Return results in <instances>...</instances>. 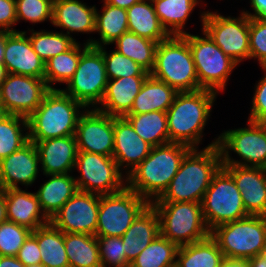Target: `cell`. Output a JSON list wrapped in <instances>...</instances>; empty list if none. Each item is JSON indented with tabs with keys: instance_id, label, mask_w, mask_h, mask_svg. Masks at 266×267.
Here are the masks:
<instances>
[{
	"instance_id": "51",
	"label": "cell",
	"mask_w": 266,
	"mask_h": 267,
	"mask_svg": "<svg viewBox=\"0 0 266 267\" xmlns=\"http://www.w3.org/2000/svg\"><path fill=\"white\" fill-rule=\"evenodd\" d=\"M220 267H249V264L246 259L225 258Z\"/></svg>"
},
{
	"instance_id": "33",
	"label": "cell",
	"mask_w": 266,
	"mask_h": 267,
	"mask_svg": "<svg viewBox=\"0 0 266 267\" xmlns=\"http://www.w3.org/2000/svg\"><path fill=\"white\" fill-rule=\"evenodd\" d=\"M162 26L169 35L183 36V31L199 0H151Z\"/></svg>"
},
{
	"instance_id": "39",
	"label": "cell",
	"mask_w": 266,
	"mask_h": 267,
	"mask_svg": "<svg viewBox=\"0 0 266 267\" xmlns=\"http://www.w3.org/2000/svg\"><path fill=\"white\" fill-rule=\"evenodd\" d=\"M178 248L160 234L139 253L130 267H173L176 265Z\"/></svg>"
},
{
	"instance_id": "2",
	"label": "cell",
	"mask_w": 266,
	"mask_h": 267,
	"mask_svg": "<svg viewBox=\"0 0 266 267\" xmlns=\"http://www.w3.org/2000/svg\"><path fill=\"white\" fill-rule=\"evenodd\" d=\"M191 149L185 144L173 142L152 147L149 155L125 176L127 187L149 203L158 199Z\"/></svg>"
},
{
	"instance_id": "15",
	"label": "cell",
	"mask_w": 266,
	"mask_h": 267,
	"mask_svg": "<svg viewBox=\"0 0 266 267\" xmlns=\"http://www.w3.org/2000/svg\"><path fill=\"white\" fill-rule=\"evenodd\" d=\"M50 90L45 79L8 73L0 88L4 114L28 118Z\"/></svg>"
},
{
	"instance_id": "48",
	"label": "cell",
	"mask_w": 266,
	"mask_h": 267,
	"mask_svg": "<svg viewBox=\"0 0 266 267\" xmlns=\"http://www.w3.org/2000/svg\"><path fill=\"white\" fill-rule=\"evenodd\" d=\"M16 23V0H0V30L17 32L12 28Z\"/></svg>"
},
{
	"instance_id": "37",
	"label": "cell",
	"mask_w": 266,
	"mask_h": 267,
	"mask_svg": "<svg viewBox=\"0 0 266 267\" xmlns=\"http://www.w3.org/2000/svg\"><path fill=\"white\" fill-rule=\"evenodd\" d=\"M76 42L69 50L52 57L45 62L44 79L50 89L54 83H67L76 71L81 54L90 46L84 43L83 49Z\"/></svg>"
},
{
	"instance_id": "44",
	"label": "cell",
	"mask_w": 266,
	"mask_h": 267,
	"mask_svg": "<svg viewBox=\"0 0 266 267\" xmlns=\"http://www.w3.org/2000/svg\"><path fill=\"white\" fill-rule=\"evenodd\" d=\"M53 0H16L17 22L23 19L32 23L49 20L52 23Z\"/></svg>"
},
{
	"instance_id": "30",
	"label": "cell",
	"mask_w": 266,
	"mask_h": 267,
	"mask_svg": "<svg viewBox=\"0 0 266 267\" xmlns=\"http://www.w3.org/2000/svg\"><path fill=\"white\" fill-rule=\"evenodd\" d=\"M225 259L217 242L211 237L180 246L176 254L177 267H220Z\"/></svg>"
},
{
	"instance_id": "14",
	"label": "cell",
	"mask_w": 266,
	"mask_h": 267,
	"mask_svg": "<svg viewBox=\"0 0 266 267\" xmlns=\"http://www.w3.org/2000/svg\"><path fill=\"white\" fill-rule=\"evenodd\" d=\"M240 15L224 17L209 11L201 14L202 30L237 64L250 58L249 17L242 12Z\"/></svg>"
},
{
	"instance_id": "27",
	"label": "cell",
	"mask_w": 266,
	"mask_h": 267,
	"mask_svg": "<svg viewBox=\"0 0 266 267\" xmlns=\"http://www.w3.org/2000/svg\"><path fill=\"white\" fill-rule=\"evenodd\" d=\"M50 177L35 193L41 210L50 220L53 215L78 191L75 177L67 174L46 175Z\"/></svg>"
},
{
	"instance_id": "46",
	"label": "cell",
	"mask_w": 266,
	"mask_h": 267,
	"mask_svg": "<svg viewBox=\"0 0 266 267\" xmlns=\"http://www.w3.org/2000/svg\"><path fill=\"white\" fill-rule=\"evenodd\" d=\"M264 76L256 84L249 121L266 123V67H261Z\"/></svg>"
},
{
	"instance_id": "3",
	"label": "cell",
	"mask_w": 266,
	"mask_h": 267,
	"mask_svg": "<svg viewBox=\"0 0 266 267\" xmlns=\"http://www.w3.org/2000/svg\"><path fill=\"white\" fill-rule=\"evenodd\" d=\"M217 95L206 89L178 92L167 110L169 142L198 148Z\"/></svg>"
},
{
	"instance_id": "25",
	"label": "cell",
	"mask_w": 266,
	"mask_h": 267,
	"mask_svg": "<svg viewBox=\"0 0 266 267\" xmlns=\"http://www.w3.org/2000/svg\"><path fill=\"white\" fill-rule=\"evenodd\" d=\"M7 221L29 228L31 231L48 224L49 219L42 212L35 193L21 188L5 189Z\"/></svg>"
},
{
	"instance_id": "34",
	"label": "cell",
	"mask_w": 266,
	"mask_h": 267,
	"mask_svg": "<svg viewBox=\"0 0 266 267\" xmlns=\"http://www.w3.org/2000/svg\"><path fill=\"white\" fill-rule=\"evenodd\" d=\"M64 244L70 267H102L95 235L64 233Z\"/></svg>"
},
{
	"instance_id": "40",
	"label": "cell",
	"mask_w": 266,
	"mask_h": 267,
	"mask_svg": "<svg viewBox=\"0 0 266 267\" xmlns=\"http://www.w3.org/2000/svg\"><path fill=\"white\" fill-rule=\"evenodd\" d=\"M29 31L31 32L29 40L33 50L44 62L69 50L76 43L74 38L69 37L62 31L59 33L45 30L39 32L34 31V29Z\"/></svg>"
},
{
	"instance_id": "49",
	"label": "cell",
	"mask_w": 266,
	"mask_h": 267,
	"mask_svg": "<svg viewBox=\"0 0 266 267\" xmlns=\"http://www.w3.org/2000/svg\"><path fill=\"white\" fill-rule=\"evenodd\" d=\"M254 14L249 11H243L249 18H265L266 19V0H250Z\"/></svg>"
},
{
	"instance_id": "8",
	"label": "cell",
	"mask_w": 266,
	"mask_h": 267,
	"mask_svg": "<svg viewBox=\"0 0 266 267\" xmlns=\"http://www.w3.org/2000/svg\"><path fill=\"white\" fill-rule=\"evenodd\" d=\"M203 217L208 229L237 221L249 214L233 177L221 167L214 175L201 201Z\"/></svg>"
},
{
	"instance_id": "21",
	"label": "cell",
	"mask_w": 266,
	"mask_h": 267,
	"mask_svg": "<svg viewBox=\"0 0 266 267\" xmlns=\"http://www.w3.org/2000/svg\"><path fill=\"white\" fill-rule=\"evenodd\" d=\"M151 148L152 146L140 138L124 117H114L112 157L120 170L127 169L126 176L149 155Z\"/></svg>"
},
{
	"instance_id": "12",
	"label": "cell",
	"mask_w": 266,
	"mask_h": 267,
	"mask_svg": "<svg viewBox=\"0 0 266 267\" xmlns=\"http://www.w3.org/2000/svg\"><path fill=\"white\" fill-rule=\"evenodd\" d=\"M108 80L102 52L89 46L81 54L73 77L66 83L67 88L62 90L85 107L95 108L104 97Z\"/></svg>"
},
{
	"instance_id": "47",
	"label": "cell",
	"mask_w": 266,
	"mask_h": 267,
	"mask_svg": "<svg viewBox=\"0 0 266 267\" xmlns=\"http://www.w3.org/2000/svg\"><path fill=\"white\" fill-rule=\"evenodd\" d=\"M16 257L26 267L41 263L39 245L32 234L25 240Z\"/></svg>"
},
{
	"instance_id": "17",
	"label": "cell",
	"mask_w": 266,
	"mask_h": 267,
	"mask_svg": "<svg viewBox=\"0 0 266 267\" xmlns=\"http://www.w3.org/2000/svg\"><path fill=\"white\" fill-rule=\"evenodd\" d=\"M82 111L75 132L78 151L112 157L114 151V117L96 108Z\"/></svg>"
},
{
	"instance_id": "59",
	"label": "cell",
	"mask_w": 266,
	"mask_h": 267,
	"mask_svg": "<svg viewBox=\"0 0 266 267\" xmlns=\"http://www.w3.org/2000/svg\"><path fill=\"white\" fill-rule=\"evenodd\" d=\"M3 115H4V112H3V110H2V106H1V104H0V117L3 116Z\"/></svg>"
},
{
	"instance_id": "31",
	"label": "cell",
	"mask_w": 266,
	"mask_h": 267,
	"mask_svg": "<svg viewBox=\"0 0 266 267\" xmlns=\"http://www.w3.org/2000/svg\"><path fill=\"white\" fill-rule=\"evenodd\" d=\"M96 11L95 32H98L100 41L88 39L86 44L93 47H102L113 44L122 34L128 32V18L126 9L115 7L104 2L103 10Z\"/></svg>"
},
{
	"instance_id": "23",
	"label": "cell",
	"mask_w": 266,
	"mask_h": 267,
	"mask_svg": "<svg viewBox=\"0 0 266 267\" xmlns=\"http://www.w3.org/2000/svg\"><path fill=\"white\" fill-rule=\"evenodd\" d=\"M148 76H129L108 80L101 107L97 110L113 117L127 115Z\"/></svg>"
},
{
	"instance_id": "4",
	"label": "cell",
	"mask_w": 266,
	"mask_h": 267,
	"mask_svg": "<svg viewBox=\"0 0 266 267\" xmlns=\"http://www.w3.org/2000/svg\"><path fill=\"white\" fill-rule=\"evenodd\" d=\"M81 108L86 109L62 89H50L39 107L27 118L29 140L40 142L75 135Z\"/></svg>"
},
{
	"instance_id": "53",
	"label": "cell",
	"mask_w": 266,
	"mask_h": 267,
	"mask_svg": "<svg viewBox=\"0 0 266 267\" xmlns=\"http://www.w3.org/2000/svg\"><path fill=\"white\" fill-rule=\"evenodd\" d=\"M7 221V205L5 201V192L0 190V224Z\"/></svg>"
},
{
	"instance_id": "54",
	"label": "cell",
	"mask_w": 266,
	"mask_h": 267,
	"mask_svg": "<svg viewBox=\"0 0 266 267\" xmlns=\"http://www.w3.org/2000/svg\"><path fill=\"white\" fill-rule=\"evenodd\" d=\"M11 33L12 32L0 30V63H3V61H4V52H5V46H6V38Z\"/></svg>"
},
{
	"instance_id": "26",
	"label": "cell",
	"mask_w": 266,
	"mask_h": 267,
	"mask_svg": "<svg viewBox=\"0 0 266 267\" xmlns=\"http://www.w3.org/2000/svg\"><path fill=\"white\" fill-rule=\"evenodd\" d=\"M158 235H160V221L158 213L149 204L133 221L121 237L127 260L132 261L142 252Z\"/></svg>"
},
{
	"instance_id": "18",
	"label": "cell",
	"mask_w": 266,
	"mask_h": 267,
	"mask_svg": "<svg viewBox=\"0 0 266 267\" xmlns=\"http://www.w3.org/2000/svg\"><path fill=\"white\" fill-rule=\"evenodd\" d=\"M39 156L35 144L24 146L0 161V188L17 189L18 184L32 185L39 173Z\"/></svg>"
},
{
	"instance_id": "13",
	"label": "cell",
	"mask_w": 266,
	"mask_h": 267,
	"mask_svg": "<svg viewBox=\"0 0 266 267\" xmlns=\"http://www.w3.org/2000/svg\"><path fill=\"white\" fill-rule=\"evenodd\" d=\"M75 168L81 175L75 178L79 191L106 195L120 192L127 186L124 182L127 178L113 157L78 151Z\"/></svg>"
},
{
	"instance_id": "41",
	"label": "cell",
	"mask_w": 266,
	"mask_h": 267,
	"mask_svg": "<svg viewBox=\"0 0 266 267\" xmlns=\"http://www.w3.org/2000/svg\"><path fill=\"white\" fill-rule=\"evenodd\" d=\"M103 54L105 62V69L109 80L116 78L129 77V76H149L143 67L137 64L135 61L122 55L116 50L108 53L104 48L97 47Z\"/></svg>"
},
{
	"instance_id": "35",
	"label": "cell",
	"mask_w": 266,
	"mask_h": 267,
	"mask_svg": "<svg viewBox=\"0 0 266 267\" xmlns=\"http://www.w3.org/2000/svg\"><path fill=\"white\" fill-rule=\"evenodd\" d=\"M124 118L135 132L152 147L169 142L167 112L152 111L144 114H127Z\"/></svg>"
},
{
	"instance_id": "55",
	"label": "cell",
	"mask_w": 266,
	"mask_h": 267,
	"mask_svg": "<svg viewBox=\"0 0 266 267\" xmlns=\"http://www.w3.org/2000/svg\"><path fill=\"white\" fill-rule=\"evenodd\" d=\"M249 267H266V259L262 255L254 256L247 260Z\"/></svg>"
},
{
	"instance_id": "43",
	"label": "cell",
	"mask_w": 266,
	"mask_h": 267,
	"mask_svg": "<svg viewBox=\"0 0 266 267\" xmlns=\"http://www.w3.org/2000/svg\"><path fill=\"white\" fill-rule=\"evenodd\" d=\"M102 267H130L121 237L96 236Z\"/></svg>"
},
{
	"instance_id": "7",
	"label": "cell",
	"mask_w": 266,
	"mask_h": 267,
	"mask_svg": "<svg viewBox=\"0 0 266 267\" xmlns=\"http://www.w3.org/2000/svg\"><path fill=\"white\" fill-rule=\"evenodd\" d=\"M210 236L225 258L250 259L261 255L266 243V216L248 215L216 226Z\"/></svg>"
},
{
	"instance_id": "22",
	"label": "cell",
	"mask_w": 266,
	"mask_h": 267,
	"mask_svg": "<svg viewBox=\"0 0 266 267\" xmlns=\"http://www.w3.org/2000/svg\"><path fill=\"white\" fill-rule=\"evenodd\" d=\"M33 143L44 175L67 174L75 169L78 154L75 135Z\"/></svg>"
},
{
	"instance_id": "24",
	"label": "cell",
	"mask_w": 266,
	"mask_h": 267,
	"mask_svg": "<svg viewBox=\"0 0 266 267\" xmlns=\"http://www.w3.org/2000/svg\"><path fill=\"white\" fill-rule=\"evenodd\" d=\"M97 8L87 6L79 0H53L52 24L62 27L66 35L70 32H95Z\"/></svg>"
},
{
	"instance_id": "32",
	"label": "cell",
	"mask_w": 266,
	"mask_h": 267,
	"mask_svg": "<svg viewBox=\"0 0 266 267\" xmlns=\"http://www.w3.org/2000/svg\"><path fill=\"white\" fill-rule=\"evenodd\" d=\"M31 234L37 239L41 264L45 267H70L62 231L49 222L32 231Z\"/></svg>"
},
{
	"instance_id": "16",
	"label": "cell",
	"mask_w": 266,
	"mask_h": 267,
	"mask_svg": "<svg viewBox=\"0 0 266 267\" xmlns=\"http://www.w3.org/2000/svg\"><path fill=\"white\" fill-rule=\"evenodd\" d=\"M99 195L77 191L49 220L63 233H85L96 236Z\"/></svg>"
},
{
	"instance_id": "28",
	"label": "cell",
	"mask_w": 266,
	"mask_h": 267,
	"mask_svg": "<svg viewBox=\"0 0 266 267\" xmlns=\"http://www.w3.org/2000/svg\"><path fill=\"white\" fill-rule=\"evenodd\" d=\"M178 92L160 80L149 75L135 97L128 114H144L152 111L167 112Z\"/></svg>"
},
{
	"instance_id": "50",
	"label": "cell",
	"mask_w": 266,
	"mask_h": 267,
	"mask_svg": "<svg viewBox=\"0 0 266 267\" xmlns=\"http://www.w3.org/2000/svg\"><path fill=\"white\" fill-rule=\"evenodd\" d=\"M0 267H26L16 256H0Z\"/></svg>"
},
{
	"instance_id": "52",
	"label": "cell",
	"mask_w": 266,
	"mask_h": 267,
	"mask_svg": "<svg viewBox=\"0 0 266 267\" xmlns=\"http://www.w3.org/2000/svg\"><path fill=\"white\" fill-rule=\"evenodd\" d=\"M105 3L110 4L115 7H120L124 9L130 8L133 4L138 3L141 0H103Z\"/></svg>"
},
{
	"instance_id": "9",
	"label": "cell",
	"mask_w": 266,
	"mask_h": 267,
	"mask_svg": "<svg viewBox=\"0 0 266 267\" xmlns=\"http://www.w3.org/2000/svg\"><path fill=\"white\" fill-rule=\"evenodd\" d=\"M205 37L187 33V42L192 52L200 89L218 94L225 86L237 64L226 55L202 30Z\"/></svg>"
},
{
	"instance_id": "57",
	"label": "cell",
	"mask_w": 266,
	"mask_h": 267,
	"mask_svg": "<svg viewBox=\"0 0 266 267\" xmlns=\"http://www.w3.org/2000/svg\"><path fill=\"white\" fill-rule=\"evenodd\" d=\"M261 255L266 259V243H265V246L263 247V251Z\"/></svg>"
},
{
	"instance_id": "19",
	"label": "cell",
	"mask_w": 266,
	"mask_h": 267,
	"mask_svg": "<svg viewBox=\"0 0 266 267\" xmlns=\"http://www.w3.org/2000/svg\"><path fill=\"white\" fill-rule=\"evenodd\" d=\"M233 177L249 215L266 216V170L261 167L222 165Z\"/></svg>"
},
{
	"instance_id": "45",
	"label": "cell",
	"mask_w": 266,
	"mask_h": 267,
	"mask_svg": "<svg viewBox=\"0 0 266 267\" xmlns=\"http://www.w3.org/2000/svg\"><path fill=\"white\" fill-rule=\"evenodd\" d=\"M250 59L259 61L261 67H266V19L249 18Z\"/></svg>"
},
{
	"instance_id": "56",
	"label": "cell",
	"mask_w": 266,
	"mask_h": 267,
	"mask_svg": "<svg viewBox=\"0 0 266 267\" xmlns=\"http://www.w3.org/2000/svg\"><path fill=\"white\" fill-rule=\"evenodd\" d=\"M8 75L7 69L3 63H0V88Z\"/></svg>"
},
{
	"instance_id": "10",
	"label": "cell",
	"mask_w": 266,
	"mask_h": 267,
	"mask_svg": "<svg viewBox=\"0 0 266 267\" xmlns=\"http://www.w3.org/2000/svg\"><path fill=\"white\" fill-rule=\"evenodd\" d=\"M248 127L224 131L218 136L222 165L266 167V123L247 121ZM242 160H234L230 151ZM231 157V158H230Z\"/></svg>"
},
{
	"instance_id": "1",
	"label": "cell",
	"mask_w": 266,
	"mask_h": 267,
	"mask_svg": "<svg viewBox=\"0 0 266 267\" xmlns=\"http://www.w3.org/2000/svg\"><path fill=\"white\" fill-rule=\"evenodd\" d=\"M218 138L203 150L192 148L183 158L168 188L152 202L201 203L214 175L222 167ZM199 151V152H198Z\"/></svg>"
},
{
	"instance_id": "29",
	"label": "cell",
	"mask_w": 266,
	"mask_h": 267,
	"mask_svg": "<svg viewBox=\"0 0 266 267\" xmlns=\"http://www.w3.org/2000/svg\"><path fill=\"white\" fill-rule=\"evenodd\" d=\"M126 12L130 32L158 43L170 36L157 17L151 0H141Z\"/></svg>"
},
{
	"instance_id": "42",
	"label": "cell",
	"mask_w": 266,
	"mask_h": 267,
	"mask_svg": "<svg viewBox=\"0 0 266 267\" xmlns=\"http://www.w3.org/2000/svg\"><path fill=\"white\" fill-rule=\"evenodd\" d=\"M32 233L29 228L15 222L0 224V256H17L19 249Z\"/></svg>"
},
{
	"instance_id": "6",
	"label": "cell",
	"mask_w": 266,
	"mask_h": 267,
	"mask_svg": "<svg viewBox=\"0 0 266 267\" xmlns=\"http://www.w3.org/2000/svg\"><path fill=\"white\" fill-rule=\"evenodd\" d=\"M158 213L160 234L178 247L210 236L198 202H151Z\"/></svg>"
},
{
	"instance_id": "38",
	"label": "cell",
	"mask_w": 266,
	"mask_h": 267,
	"mask_svg": "<svg viewBox=\"0 0 266 267\" xmlns=\"http://www.w3.org/2000/svg\"><path fill=\"white\" fill-rule=\"evenodd\" d=\"M25 130L26 133L23 132ZM28 141L27 118L11 114H4L0 117V161L20 149Z\"/></svg>"
},
{
	"instance_id": "11",
	"label": "cell",
	"mask_w": 266,
	"mask_h": 267,
	"mask_svg": "<svg viewBox=\"0 0 266 267\" xmlns=\"http://www.w3.org/2000/svg\"><path fill=\"white\" fill-rule=\"evenodd\" d=\"M149 204L127 186L114 194L99 195L96 236L122 237Z\"/></svg>"
},
{
	"instance_id": "20",
	"label": "cell",
	"mask_w": 266,
	"mask_h": 267,
	"mask_svg": "<svg viewBox=\"0 0 266 267\" xmlns=\"http://www.w3.org/2000/svg\"><path fill=\"white\" fill-rule=\"evenodd\" d=\"M26 35V31H17L6 38L3 64L8 73L44 79L45 62L33 50Z\"/></svg>"
},
{
	"instance_id": "58",
	"label": "cell",
	"mask_w": 266,
	"mask_h": 267,
	"mask_svg": "<svg viewBox=\"0 0 266 267\" xmlns=\"http://www.w3.org/2000/svg\"><path fill=\"white\" fill-rule=\"evenodd\" d=\"M28 267H45L43 264H36V265H32V266H28Z\"/></svg>"
},
{
	"instance_id": "36",
	"label": "cell",
	"mask_w": 266,
	"mask_h": 267,
	"mask_svg": "<svg viewBox=\"0 0 266 267\" xmlns=\"http://www.w3.org/2000/svg\"><path fill=\"white\" fill-rule=\"evenodd\" d=\"M113 43L116 44V51L135 61L148 73L153 70L158 42L128 31Z\"/></svg>"
},
{
	"instance_id": "5",
	"label": "cell",
	"mask_w": 266,
	"mask_h": 267,
	"mask_svg": "<svg viewBox=\"0 0 266 267\" xmlns=\"http://www.w3.org/2000/svg\"><path fill=\"white\" fill-rule=\"evenodd\" d=\"M150 75L165 82L177 92L200 90L187 34L170 35L159 42L155 52V65Z\"/></svg>"
}]
</instances>
